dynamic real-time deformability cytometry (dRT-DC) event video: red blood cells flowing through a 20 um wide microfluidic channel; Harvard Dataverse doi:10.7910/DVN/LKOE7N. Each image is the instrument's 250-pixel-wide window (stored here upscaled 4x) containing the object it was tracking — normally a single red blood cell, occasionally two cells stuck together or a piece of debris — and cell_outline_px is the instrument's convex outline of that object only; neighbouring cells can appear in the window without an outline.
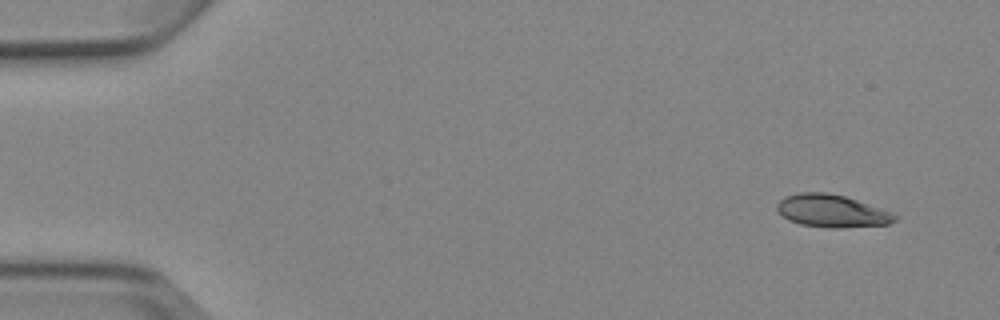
{"species": "Egyptian fruit bat (a non-hibernating species)", "species_latin": "Rousettus aegyptiacus", "temperature_condition": "cold", "stored_images_in_passage": 5, "segment_of_instrument_passage": [1, 2], "camera_frame_rate_fps": 3000, "um_per_image_px": 0.085, "animal": {"sex": "female"}, "frame": {"image": 1, "passage_image": 1, "time_ms": 0.0, "image_size_px": [1000, 320], "cell_outline_px": [[896, 220], [888, 224], [840, 228], [832, 228], [800, 224], [788, 220], [776, 208], [776, 204], [784, 196], [800, 192], [824, 192], [844, 196], [892, 212], [896, 216]], "centroid_in_image_um": [70.68, 17.93], "position_along_channel_um": 14.3, "area_um2": 22.2}}
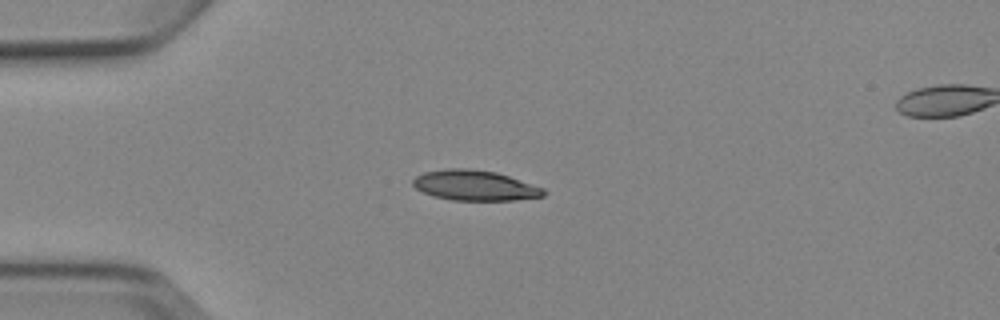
{"frame": {"image": 2, "passage_image": 4, "time_ms": 3.333, "image_size_px": [1000, 320], "cell_outline_px": [[548, 192], [544, 196], [516, 200], [452, 200], [432, 196], [416, 188], [412, 184], [412, 180], [416, 176], [424, 172], [448, 168], [464, 168], [496, 172], [544, 188]], "centroid_in_image_um": [40.36, 15.76], "position_along_channel_um": 44.6, "area_um2": 23.0}}